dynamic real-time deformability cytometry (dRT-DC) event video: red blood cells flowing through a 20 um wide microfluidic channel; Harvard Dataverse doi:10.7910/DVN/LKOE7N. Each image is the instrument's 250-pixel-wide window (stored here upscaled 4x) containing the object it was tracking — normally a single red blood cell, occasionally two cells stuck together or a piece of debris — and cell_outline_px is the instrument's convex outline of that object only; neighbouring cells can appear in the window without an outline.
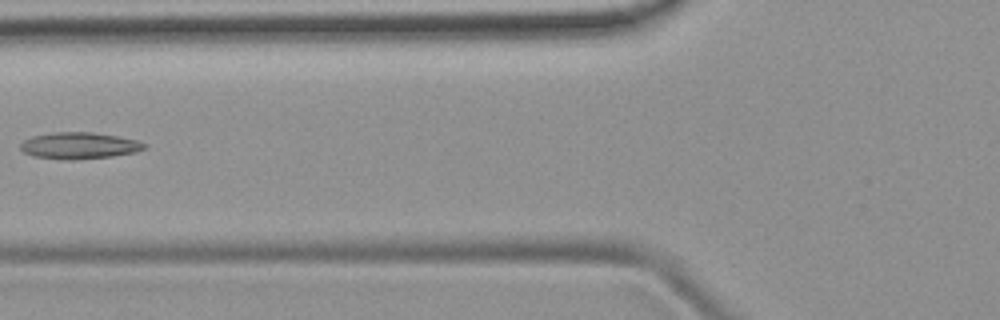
{"species": "common noctule bat (a hibernating species)", "species_latin": "Nyctalus noctula", "temperature_condition": "room temperature", "stored_images_in_passage": 5, "camera_frame_rate_fps": 3000, "um_per_image_px": 0.085, "animal": {"sex": "female", "body_mass_g": 19.9}, "frame": {"image": 1, "passage_image": 5, "time_ms": 5.333, "image_size_px": [1000, 320], "cell_outline_px": [[148, 144], [144, 148], [136, 152], [112, 156], [76, 160], [64, 160], [32, 156], [24, 152], [20, 148], [20, 144], [24, 140], [32, 136], [52, 132], [92, 132], [120, 136], [136, 140]], "centroid_in_image_um": [6.73, 12.38], "position_along_channel_um": 119.1, "area_um2": 19.36}}